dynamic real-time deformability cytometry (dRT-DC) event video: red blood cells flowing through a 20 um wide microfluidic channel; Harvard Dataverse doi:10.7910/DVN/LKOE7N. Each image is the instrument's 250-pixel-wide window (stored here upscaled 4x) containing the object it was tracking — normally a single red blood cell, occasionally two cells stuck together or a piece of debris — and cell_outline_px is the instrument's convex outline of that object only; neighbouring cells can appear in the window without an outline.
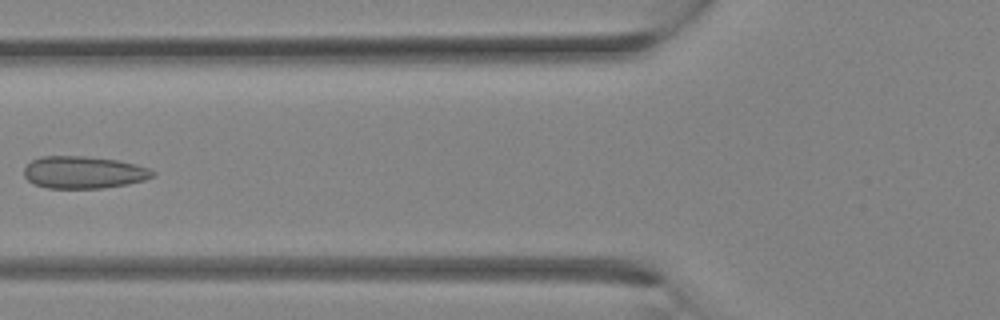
{"species": "Egyptian fruit bat (a non-hibernating species)", "species_latin": "Rousettus aegyptiacus", "temperature_condition": "room temperature", "stored_images_in_passage": 13, "camera_frame_rate_fps": 3000, "um_per_image_px": 0.085, "animal": {"sex": "female"}, "frame": {"image": 1, "passage_image": 10, "time_ms": 3.0, "image_size_px": [1000, 320], "cell_outline_px": [[156, 172], [152, 176], [144, 180], [128, 184], [104, 188], [48, 188], [36, 184], [28, 180], [24, 176], [24, 168], [32, 160], [40, 156], [88, 156], [116, 160], [136, 164], [148, 168]], "centroid_in_image_um": [7.11, 14.64], "position_along_channel_um": 118.7, "area_um2": 24.16}}
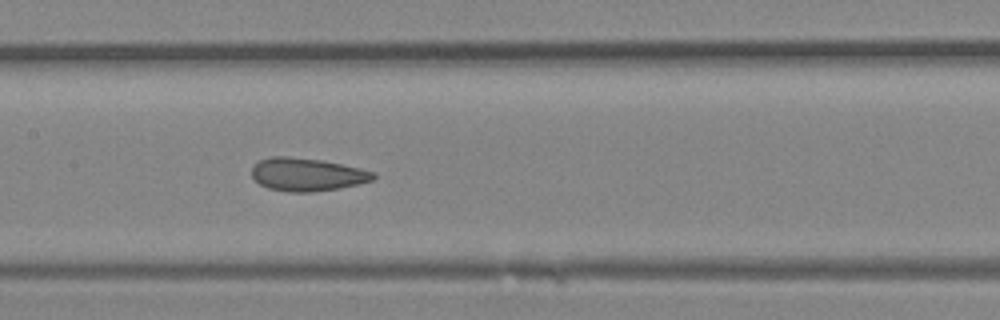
{"frame": {"image": 2, "passage_image": 13, "time_ms": 4.0, "image_size_px": [1000, 320], "cell_outline_px": [[376, 176], [372, 180], [340, 188], [312, 192], [292, 192], [268, 188], [260, 184], [252, 176], [252, 168], [260, 160], [272, 156], [288, 156], [320, 160], [360, 168], [376, 172]], "centroid_in_image_um": [26.1, 14.83], "position_along_channel_um": 181.3, "area_um2": 23.18}}